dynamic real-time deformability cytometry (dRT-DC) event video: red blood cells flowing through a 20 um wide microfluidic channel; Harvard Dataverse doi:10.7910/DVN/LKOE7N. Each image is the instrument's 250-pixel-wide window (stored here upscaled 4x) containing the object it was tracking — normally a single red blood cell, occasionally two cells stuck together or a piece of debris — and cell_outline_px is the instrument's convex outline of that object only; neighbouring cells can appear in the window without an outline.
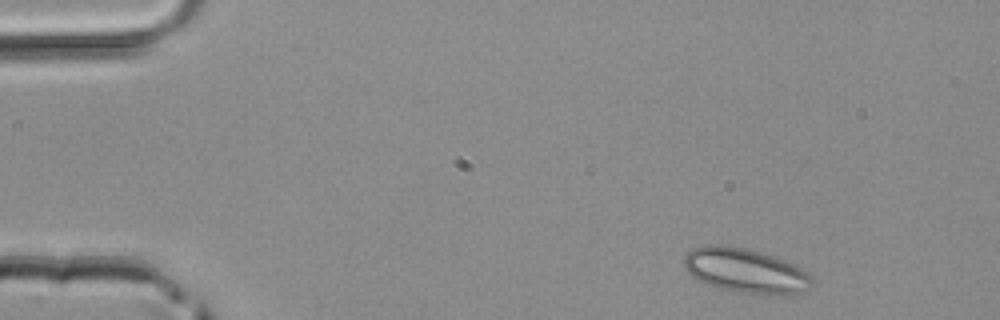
{"species": "common noctule bat (a hibernating species)", "species_latin": "Nyctalus noctula", "temperature_condition": "room temperature", "stored_images_in_passage": 3, "camera_frame_rate_fps": 3000, "um_per_image_px": 0.085, "animal": {"sex": "male", "body_mass_g": 20.4}, "frame": {"image": 1, "passage_image": 1, "time_ms": 0.0, "image_size_px": [1000, 320], "cell_outline_px": [[812, 284], [808, 288], [788, 296], [764, 296], [720, 288], [708, 284], [692, 276], [684, 268], [684, 256], [692, 248], [704, 244], [720, 244], [744, 248], [760, 252], [784, 260], [800, 268], [812, 276]], "centroid_in_image_um": [63.36, 23.02], "position_along_channel_um": 21.6, "area_um2": 33.35}}